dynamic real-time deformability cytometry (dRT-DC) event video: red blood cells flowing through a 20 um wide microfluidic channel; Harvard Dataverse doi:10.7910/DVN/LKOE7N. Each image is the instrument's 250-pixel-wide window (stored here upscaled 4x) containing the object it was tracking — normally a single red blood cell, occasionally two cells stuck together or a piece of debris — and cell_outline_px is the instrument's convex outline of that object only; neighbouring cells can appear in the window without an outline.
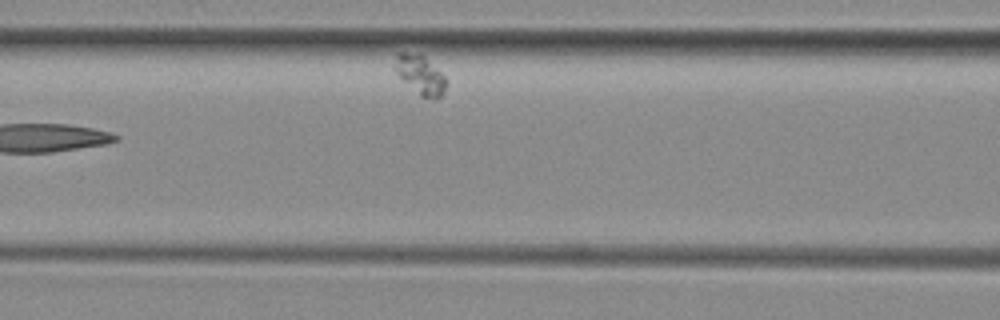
{"species": "common noctule bat (a hibernating species)", "species_latin": "Nyctalus noctula", "temperature_condition": "room temperature", "stored_images_in_passage": 7, "segment_of_instrument_passage": [2, 2], "camera_frame_rate_fps": 3000, "um_per_image_px": 0.085, "animal": {"sex": "female", "body_mass_g": 29.2, "forearm_length_mm": 56.3}, "frame": {"image": 1, "passage_image": 7, "time_ms": 7.0, "image_size_px": [1000, 320], "cell_outline_px": [[448, 80], [444, 92], [436, 100], [420, 96], [396, 72], [396, 56], [400, 52], [420, 52]], "centroid_in_image_um": [35.77, 6.35], "position_along_channel_um": 130.8, "area_um2": 11.5}}